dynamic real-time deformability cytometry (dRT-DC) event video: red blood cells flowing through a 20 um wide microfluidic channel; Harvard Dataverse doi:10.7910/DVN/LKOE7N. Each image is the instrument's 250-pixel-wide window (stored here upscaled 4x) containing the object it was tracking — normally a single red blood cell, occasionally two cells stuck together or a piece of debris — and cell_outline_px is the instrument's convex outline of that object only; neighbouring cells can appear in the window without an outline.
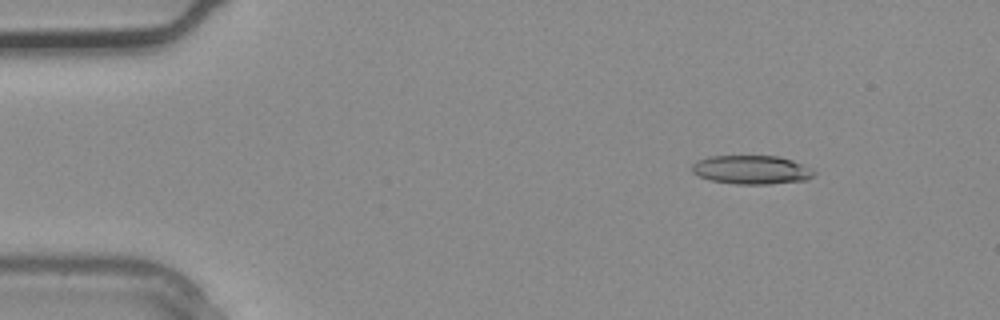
{"species": "common noctule bat (a hibernating species)", "species_latin": "Nyctalus noctula", "temperature_condition": "warm", "stored_images_in_passage": 3, "camera_frame_rate_fps": 3000, "um_per_image_px": 0.085, "animal": {"sex": "male", "body_mass_g": 20.4}, "frame": {"image": 1, "passage_image": 1, "time_ms": 0.0, "image_size_px": [1000, 320], "cell_outline_px": [[816, 172], [812, 176], [804, 180], [772, 184], [736, 184], [712, 180], [700, 176], [692, 172], [692, 164], [696, 160], [708, 156], [776, 156], [792, 160], [812, 168]], "centroid_in_image_um": [63.87, 14.42], "position_along_channel_um": 21.1, "area_um2": 20.4}}